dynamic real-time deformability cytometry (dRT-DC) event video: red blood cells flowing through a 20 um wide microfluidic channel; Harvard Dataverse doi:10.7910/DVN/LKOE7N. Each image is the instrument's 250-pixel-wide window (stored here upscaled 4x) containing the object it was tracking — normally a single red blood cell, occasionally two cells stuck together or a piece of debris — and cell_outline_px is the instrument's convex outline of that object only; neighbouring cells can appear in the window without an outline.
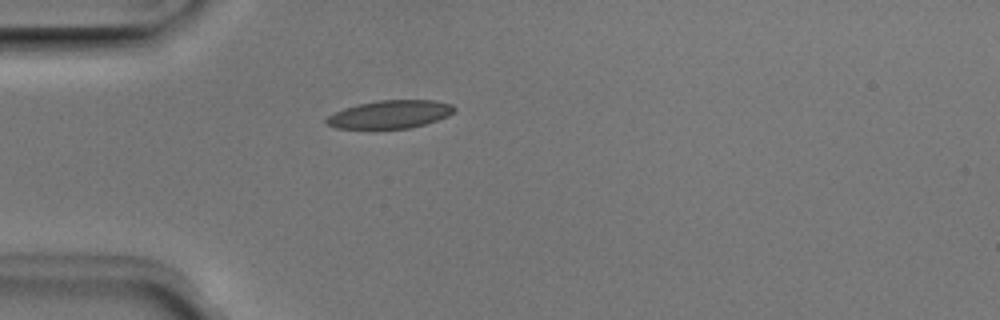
{"species": "Egyptian fruit bat (a non-hibernating species)", "species_latin": "Rousettus aegyptiacus", "temperature_condition": "room temperature", "stored_images_in_passage": 33, "camera_frame_rate_fps": 3000, "um_per_image_px": 0.085, "animal": {"sex": "male"}, "frame": {"image": 1, "passage_image": 1, "time_ms": 0.0, "image_size_px": [1000, 320], "cell_outline_px": [[456, 108], [448, 116], [424, 124], [408, 128], [336, 128], [328, 124], [324, 120], [328, 116], [344, 108], [360, 104], [380, 100], [436, 100], [452, 104]], "centroid_in_image_um": [33.18, 9.71], "position_along_channel_um": 51.8, "area_um2": 20.58}}
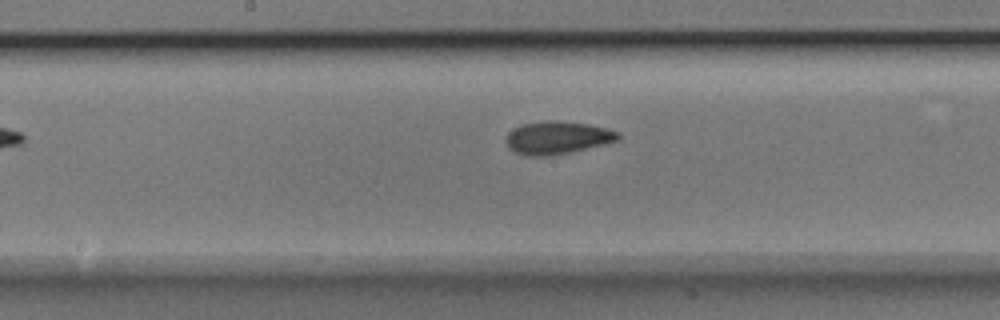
{"frame": {"image": 2, "passage_image": 13, "time_ms": 4.0, "image_size_px": [1000, 320], "cell_outline_px": [[620, 136], [616, 140], [552, 156], [528, 156], [516, 152], [508, 148], [508, 132], [524, 124], [548, 120], [556, 120], [588, 124], [608, 128], [620, 132]], "centroid_in_image_um": [47.37, 11.69], "position_along_channel_um": 200.8, "area_um2": 20.92}}
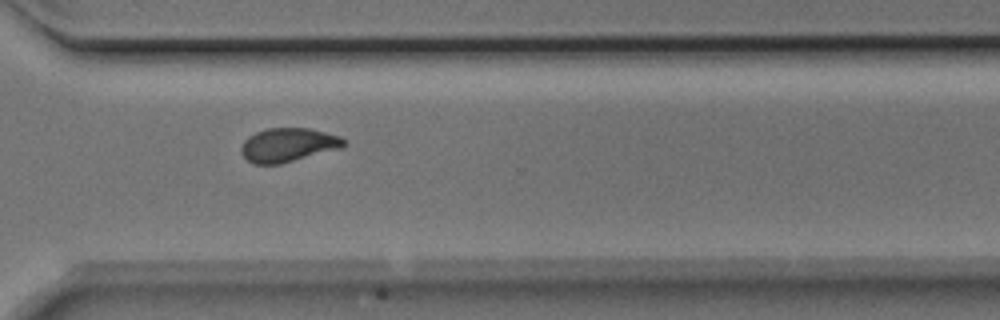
{"frame": {"image": 3, "passage_image": 24, "time_ms": 7.667, "image_size_px": [1000, 320], "cell_outline_px": [[348, 144], [340, 148], [280, 164], [252, 164], [240, 152], [240, 148], [244, 140], [248, 136], [256, 132], [268, 128], [308, 128], [340, 136], [348, 140]], "centroid_in_image_um": [24.49, 12.32], "position_along_channel_um": 346.1, "area_um2": 20.29}, "authors_computed_cell_mechanics": {"area_um2": 20.519, "velocity_mm_per_s": 3.973, "shape_relaxation_time_tau1_ms": 4.2277, "shape_relaxation_time_tau2_ms": 2.2447, "deformation_change_tau1": 0.1329, "deformation_change_tau2": 0.069}}